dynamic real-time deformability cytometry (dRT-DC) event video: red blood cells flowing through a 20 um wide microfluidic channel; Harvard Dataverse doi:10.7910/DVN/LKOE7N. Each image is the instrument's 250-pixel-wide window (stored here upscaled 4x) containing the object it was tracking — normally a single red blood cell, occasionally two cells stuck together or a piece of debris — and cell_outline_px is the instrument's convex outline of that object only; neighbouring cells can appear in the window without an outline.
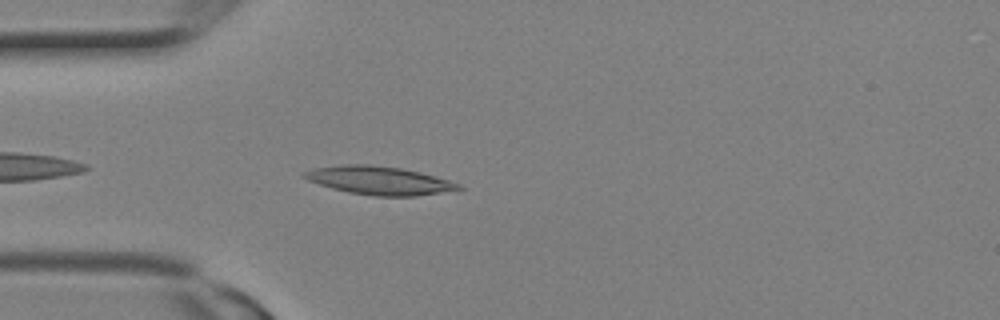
{"species": "Egyptian fruit bat (a non-hibernating species)", "species_latin": "Rousettus aegyptiacus", "temperature_condition": "room temperature", "stored_images_in_passage": 1, "camera_frame_rate_fps": 3000, "um_per_image_px": 0.085, "animal": {"sex": "female"}, "frame": {"image": 1, "passage_image": 1, "time_ms": 0.0, "image_size_px": [1000, 320], "cell_outline_px": [[464, 188], [416, 196], [376, 196], [348, 192], [332, 188], [308, 180], [300, 176], [304, 172], [316, 168], [340, 164], [368, 164], [400, 168], [420, 172], [448, 180], [460, 184]], "centroid_in_image_um": [32.2, 15.33], "position_along_channel_um": 52.8, "area_um2": 25.2}}